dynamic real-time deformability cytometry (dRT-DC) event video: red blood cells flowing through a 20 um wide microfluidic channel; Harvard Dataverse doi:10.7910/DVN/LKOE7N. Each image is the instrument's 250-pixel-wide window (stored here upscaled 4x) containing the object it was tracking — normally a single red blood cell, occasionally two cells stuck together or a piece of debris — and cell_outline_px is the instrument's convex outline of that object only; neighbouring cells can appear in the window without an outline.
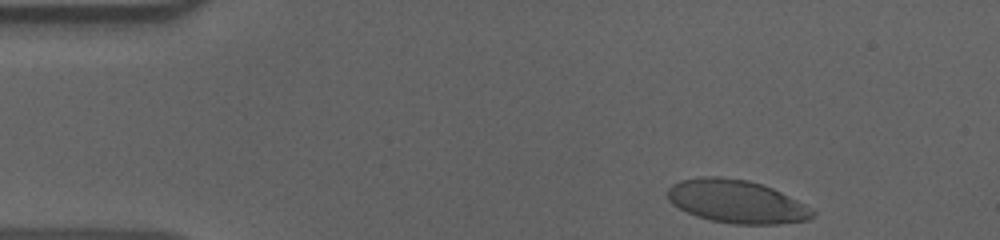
{"species": "human", "species_latin": "Homo sapiens", "temperature_condition": "cold", "stored_images_in_passage": 40, "camera_frame_rate_fps": 3000, "um_per_image_px": 0.085, "donor": {"sex": "male"}, "frame": {"image": 1, "passage_image": 1, "time_ms": 0.0, "image_size_px": [1000, 240], "cell_outline_px": [[816, 212], [808, 220], [780, 224], [732, 224], [712, 220], [696, 216], [672, 204], [668, 200], [668, 188], [672, 184], [680, 180], [704, 176], [720, 176], [748, 180], [764, 184], [812, 208]], "centroid_in_image_um": [62.6, 17.12], "position_along_channel_um": 22.4, "area_um2": 36.41}}
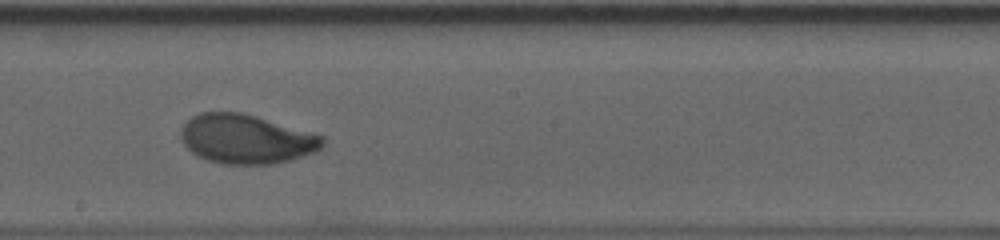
{"frame": {"image": 2, "passage_image": 25, "time_ms": 8.0, "image_size_px": [1000, 240], "cell_outline_px": [[324, 144], [316, 152], [292, 160], [272, 164], [224, 164], [208, 160], [196, 156], [180, 140], [180, 128], [192, 116], [200, 112], [240, 112], [256, 116], [316, 132], [324, 136]], "centroid_in_image_um": [20.96, 11.82], "position_along_channel_um": 227.2, "area_um2": 41.21}}
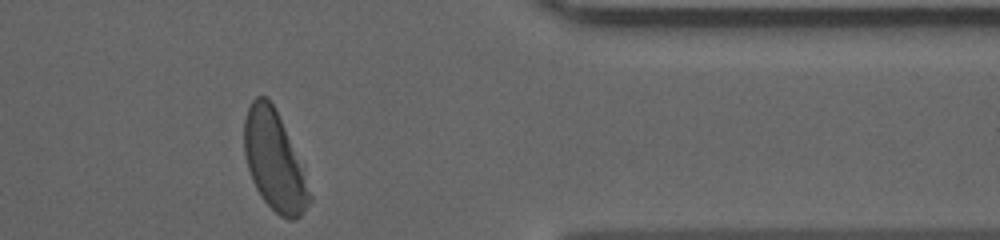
{"frame": {"image": 3, "passage_image": 40, "time_ms": 13.0, "image_size_px": [1000, 240], "cell_outline_px": [[312, 200], [300, 216], [292, 220], [288, 220], [280, 216], [260, 196], [252, 180], [244, 156], [244, 120], [248, 108], [252, 100], [256, 96], [268, 96], [284, 128], [312, 196]], "centroid_in_image_um": [23.27, 13.7], "position_along_channel_um": 388.1, "area_um2": 36.76}, "authors_computed_cell_mechanics": {"area_um2": 40.0265, "velocity_mm_per_s": 3.5865, "shape_relaxation_time_tau1_ms": 4.1317, "shape_relaxation_time_tau2_ms": null, "deformation_change_tau1": 0.1732, "deformation_change_tau2": null}}